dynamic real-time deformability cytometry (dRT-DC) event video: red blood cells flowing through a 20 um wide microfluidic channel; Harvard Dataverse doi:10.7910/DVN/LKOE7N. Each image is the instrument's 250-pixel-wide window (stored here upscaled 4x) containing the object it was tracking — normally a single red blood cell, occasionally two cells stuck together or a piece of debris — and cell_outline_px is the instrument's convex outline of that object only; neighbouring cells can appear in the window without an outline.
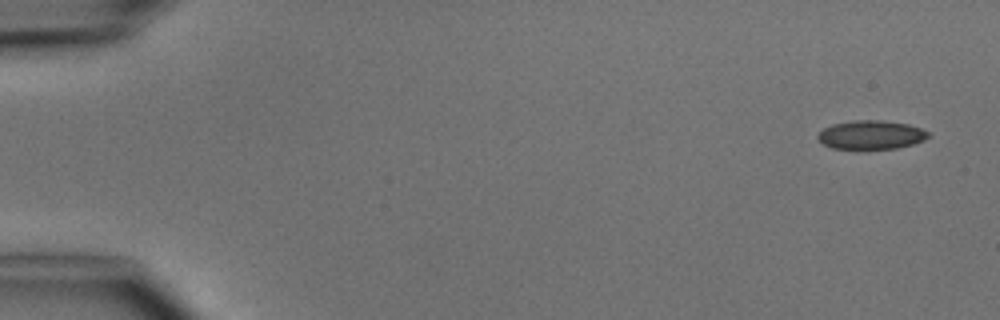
{"species": "common noctule bat (a hibernating species)", "species_latin": "Nyctalus noctula", "temperature_condition": "cold", "stored_images_in_passage": 5, "camera_frame_rate_fps": 3000, "um_per_image_px": 0.085, "animal": {"sex": "male", "body_mass_g": 15.6}, "frame": {"image": 1, "passage_image": 1, "time_ms": 0.0, "image_size_px": [1000, 320], "cell_outline_px": [[932, 136], [924, 140], [912, 144], [896, 148], [832, 148], [824, 144], [816, 136], [824, 128], [832, 124], [856, 120], [880, 120], [908, 124], [920, 128], [928, 132]], "centroid_in_image_um": [74.06, 11.45], "position_along_channel_um": 10.9, "area_um2": 18.26}}
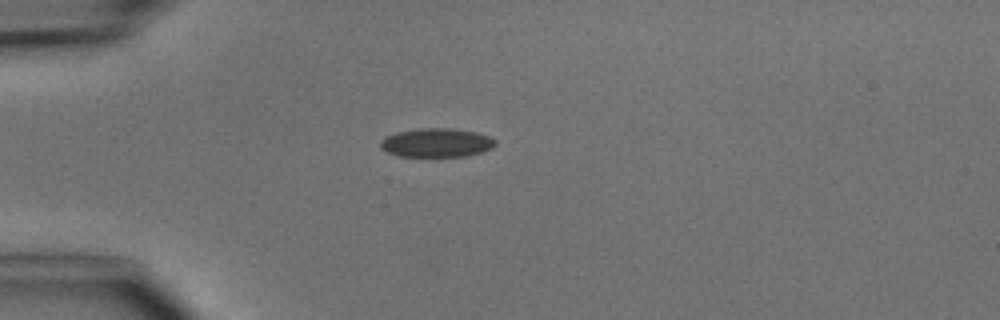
{"frame": {"image": 2, "passage_image": 4, "time_ms": 3.667, "image_size_px": [1000, 320], "cell_outline_px": [[496, 144], [492, 148], [484, 152], [464, 156], [396, 156], [380, 148], [380, 140], [396, 132], [420, 128], [452, 128], [476, 132], [488, 136], [496, 140]], "centroid_in_image_um": [37.11, 12.13], "position_along_channel_um": 47.9, "area_um2": 19.36}}